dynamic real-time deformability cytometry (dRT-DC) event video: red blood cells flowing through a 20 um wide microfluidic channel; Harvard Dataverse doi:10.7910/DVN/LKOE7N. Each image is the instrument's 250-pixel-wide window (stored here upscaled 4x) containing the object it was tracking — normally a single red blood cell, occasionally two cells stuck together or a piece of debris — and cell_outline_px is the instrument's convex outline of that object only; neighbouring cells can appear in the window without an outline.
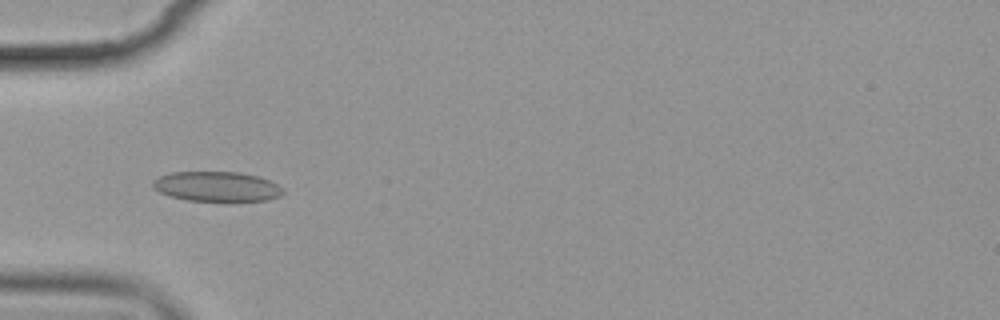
{"species": "common noctule bat (a hibernating species)", "species_latin": "Nyctalus noctula", "temperature_condition": "cold", "stored_images_in_passage": 2, "camera_frame_rate_fps": 3000, "um_per_image_px": 0.085, "animal": {"sex": "female", "body_mass_g": 19.9}, "frame": {"image": 1, "passage_image": 1, "time_ms": 0.0, "image_size_px": [1000, 320], "cell_outline_px": [[284, 192], [280, 196], [268, 200], [228, 204], [224, 204], [188, 200], [168, 196], [152, 188], [152, 180], [160, 176], [172, 172], [240, 172], [260, 176], [284, 188]], "centroid_in_image_um": [18.46, 15.9], "position_along_channel_um": 66.5, "area_um2": 23.81}}
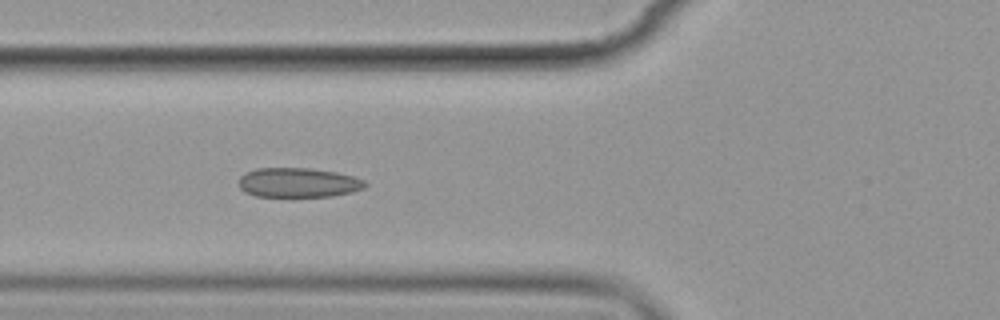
{"frame": {"image": 2, "passage_image": 2, "time_ms": 1.0, "image_size_px": [1000, 320], "cell_outline_px": [[368, 184], [364, 188], [352, 192], [332, 196], [256, 196], [244, 192], [240, 188], [240, 176], [244, 172], [256, 168], [308, 168], [336, 172], [352, 176], [364, 180]], "centroid_in_image_um": [25.34, 15.51], "position_along_channel_um": 100.5, "area_um2": 21.73}}